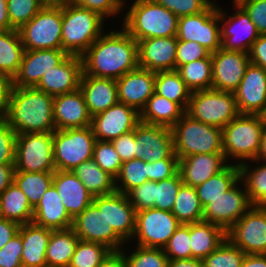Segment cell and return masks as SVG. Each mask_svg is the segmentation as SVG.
<instances>
[{
	"label": "cell",
	"mask_w": 266,
	"mask_h": 267,
	"mask_svg": "<svg viewBox=\"0 0 266 267\" xmlns=\"http://www.w3.org/2000/svg\"><path fill=\"white\" fill-rule=\"evenodd\" d=\"M104 32L81 56L82 74L121 78L139 67L138 42L122 27Z\"/></svg>",
	"instance_id": "6da1fadb"
},
{
	"label": "cell",
	"mask_w": 266,
	"mask_h": 267,
	"mask_svg": "<svg viewBox=\"0 0 266 267\" xmlns=\"http://www.w3.org/2000/svg\"><path fill=\"white\" fill-rule=\"evenodd\" d=\"M54 97L34 87H12L9 91L4 119L18 134L53 133L56 130L53 117Z\"/></svg>",
	"instance_id": "7a4b0ae2"
},
{
	"label": "cell",
	"mask_w": 266,
	"mask_h": 267,
	"mask_svg": "<svg viewBox=\"0 0 266 267\" xmlns=\"http://www.w3.org/2000/svg\"><path fill=\"white\" fill-rule=\"evenodd\" d=\"M127 11L122 28L137 42L146 38L177 36L178 17L154 0H134ZM129 8V10H128Z\"/></svg>",
	"instance_id": "3957f363"
},
{
	"label": "cell",
	"mask_w": 266,
	"mask_h": 267,
	"mask_svg": "<svg viewBox=\"0 0 266 267\" xmlns=\"http://www.w3.org/2000/svg\"><path fill=\"white\" fill-rule=\"evenodd\" d=\"M105 19L98 13L70 4L62 8V50L82 56L104 33Z\"/></svg>",
	"instance_id": "277c9868"
},
{
	"label": "cell",
	"mask_w": 266,
	"mask_h": 267,
	"mask_svg": "<svg viewBox=\"0 0 266 267\" xmlns=\"http://www.w3.org/2000/svg\"><path fill=\"white\" fill-rule=\"evenodd\" d=\"M264 124L261 115L239 114L222 129L223 153L231 164H242L256 159ZM229 159V160H228ZM238 161V162H235ZM240 161V162H239Z\"/></svg>",
	"instance_id": "5b68a950"
},
{
	"label": "cell",
	"mask_w": 266,
	"mask_h": 267,
	"mask_svg": "<svg viewBox=\"0 0 266 267\" xmlns=\"http://www.w3.org/2000/svg\"><path fill=\"white\" fill-rule=\"evenodd\" d=\"M171 130L178 159L194 154H224L222 129L199 122L186 112Z\"/></svg>",
	"instance_id": "8992f818"
},
{
	"label": "cell",
	"mask_w": 266,
	"mask_h": 267,
	"mask_svg": "<svg viewBox=\"0 0 266 267\" xmlns=\"http://www.w3.org/2000/svg\"><path fill=\"white\" fill-rule=\"evenodd\" d=\"M185 112L199 122L221 129L239 115L235 94L214 89L192 92Z\"/></svg>",
	"instance_id": "52a82bcc"
},
{
	"label": "cell",
	"mask_w": 266,
	"mask_h": 267,
	"mask_svg": "<svg viewBox=\"0 0 266 267\" xmlns=\"http://www.w3.org/2000/svg\"><path fill=\"white\" fill-rule=\"evenodd\" d=\"M71 228L80 240L103 244L111 251L128 244L108 224L105 195L94 197L93 203L73 218Z\"/></svg>",
	"instance_id": "ba28073f"
},
{
	"label": "cell",
	"mask_w": 266,
	"mask_h": 267,
	"mask_svg": "<svg viewBox=\"0 0 266 267\" xmlns=\"http://www.w3.org/2000/svg\"><path fill=\"white\" fill-rule=\"evenodd\" d=\"M96 137L91 126L55 130L53 132L54 163L56 170L72 171L93 156Z\"/></svg>",
	"instance_id": "9c48e42d"
},
{
	"label": "cell",
	"mask_w": 266,
	"mask_h": 267,
	"mask_svg": "<svg viewBox=\"0 0 266 267\" xmlns=\"http://www.w3.org/2000/svg\"><path fill=\"white\" fill-rule=\"evenodd\" d=\"M53 133L16 135L15 171L54 172Z\"/></svg>",
	"instance_id": "30bf717a"
},
{
	"label": "cell",
	"mask_w": 266,
	"mask_h": 267,
	"mask_svg": "<svg viewBox=\"0 0 266 267\" xmlns=\"http://www.w3.org/2000/svg\"><path fill=\"white\" fill-rule=\"evenodd\" d=\"M18 32L25 50L62 49V8H42Z\"/></svg>",
	"instance_id": "8fae6325"
},
{
	"label": "cell",
	"mask_w": 266,
	"mask_h": 267,
	"mask_svg": "<svg viewBox=\"0 0 266 267\" xmlns=\"http://www.w3.org/2000/svg\"><path fill=\"white\" fill-rule=\"evenodd\" d=\"M170 211L147 208L136 212L133 238L137 246L164 248L170 237L180 226Z\"/></svg>",
	"instance_id": "7c38bea8"
},
{
	"label": "cell",
	"mask_w": 266,
	"mask_h": 267,
	"mask_svg": "<svg viewBox=\"0 0 266 267\" xmlns=\"http://www.w3.org/2000/svg\"><path fill=\"white\" fill-rule=\"evenodd\" d=\"M214 2L203 12L178 19L177 39L194 41L211 54L221 48L220 19Z\"/></svg>",
	"instance_id": "4fadbf2b"
},
{
	"label": "cell",
	"mask_w": 266,
	"mask_h": 267,
	"mask_svg": "<svg viewBox=\"0 0 266 267\" xmlns=\"http://www.w3.org/2000/svg\"><path fill=\"white\" fill-rule=\"evenodd\" d=\"M226 239L245 254H266V206H252L226 231Z\"/></svg>",
	"instance_id": "5bb4252c"
},
{
	"label": "cell",
	"mask_w": 266,
	"mask_h": 267,
	"mask_svg": "<svg viewBox=\"0 0 266 267\" xmlns=\"http://www.w3.org/2000/svg\"><path fill=\"white\" fill-rule=\"evenodd\" d=\"M235 11L231 16L217 5L220 19L221 48L230 51L250 52L260 33L251 21L249 14L241 5H233ZM229 18V19H228Z\"/></svg>",
	"instance_id": "9a60e30c"
},
{
	"label": "cell",
	"mask_w": 266,
	"mask_h": 267,
	"mask_svg": "<svg viewBox=\"0 0 266 267\" xmlns=\"http://www.w3.org/2000/svg\"><path fill=\"white\" fill-rule=\"evenodd\" d=\"M251 207L246 187L240 179L232 188L212 200L203 209V221L216 224L227 231Z\"/></svg>",
	"instance_id": "2e32d148"
},
{
	"label": "cell",
	"mask_w": 266,
	"mask_h": 267,
	"mask_svg": "<svg viewBox=\"0 0 266 267\" xmlns=\"http://www.w3.org/2000/svg\"><path fill=\"white\" fill-rule=\"evenodd\" d=\"M134 134L137 159L157 162L164 158H178L174 152L171 128L140 121L134 129Z\"/></svg>",
	"instance_id": "e0dca14e"
},
{
	"label": "cell",
	"mask_w": 266,
	"mask_h": 267,
	"mask_svg": "<svg viewBox=\"0 0 266 267\" xmlns=\"http://www.w3.org/2000/svg\"><path fill=\"white\" fill-rule=\"evenodd\" d=\"M211 59L212 89L234 93L250 64L249 54L220 48Z\"/></svg>",
	"instance_id": "ac0fdd59"
},
{
	"label": "cell",
	"mask_w": 266,
	"mask_h": 267,
	"mask_svg": "<svg viewBox=\"0 0 266 267\" xmlns=\"http://www.w3.org/2000/svg\"><path fill=\"white\" fill-rule=\"evenodd\" d=\"M140 122V113L133 107L118 102L91 119L96 140L109 141L133 131Z\"/></svg>",
	"instance_id": "d6986e66"
},
{
	"label": "cell",
	"mask_w": 266,
	"mask_h": 267,
	"mask_svg": "<svg viewBox=\"0 0 266 267\" xmlns=\"http://www.w3.org/2000/svg\"><path fill=\"white\" fill-rule=\"evenodd\" d=\"M68 56L62 49L25 50L19 70L11 80V86L35 87L47 71L58 66Z\"/></svg>",
	"instance_id": "ffe728a7"
},
{
	"label": "cell",
	"mask_w": 266,
	"mask_h": 267,
	"mask_svg": "<svg viewBox=\"0 0 266 267\" xmlns=\"http://www.w3.org/2000/svg\"><path fill=\"white\" fill-rule=\"evenodd\" d=\"M234 94L239 114L260 115L266 109V69L250 62Z\"/></svg>",
	"instance_id": "44dd1931"
},
{
	"label": "cell",
	"mask_w": 266,
	"mask_h": 267,
	"mask_svg": "<svg viewBox=\"0 0 266 267\" xmlns=\"http://www.w3.org/2000/svg\"><path fill=\"white\" fill-rule=\"evenodd\" d=\"M156 72L141 67L116 79L118 100L139 113L155 92Z\"/></svg>",
	"instance_id": "7402d4cb"
},
{
	"label": "cell",
	"mask_w": 266,
	"mask_h": 267,
	"mask_svg": "<svg viewBox=\"0 0 266 267\" xmlns=\"http://www.w3.org/2000/svg\"><path fill=\"white\" fill-rule=\"evenodd\" d=\"M177 44V36L139 40V67L154 72L176 70Z\"/></svg>",
	"instance_id": "603a6c76"
},
{
	"label": "cell",
	"mask_w": 266,
	"mask_h": 267,
	"mask_svg": "<svg viewBox=\"0 0 266 267\" xmlns=\"http://www.w3.org/2000/svg\"><path fill=\"white\" fill-rule=\"evenodd\" d=\"M82 72V58L69 55L58 66L47 71L34 88L53 97L70 93L79 88Z\"/></svg>",
	"instance_id": "cb8c5ba5"
},
{
	"label": "cell",
	"mask_w": 266,
	"mask_h": 267,
	"mask_svg": "<svg viewBox=\"0 0 266 267\" xmlns=\"http://www.w3.org/2000/svg\"><path fill=\"white\" fill-rule=\"evenodd\" d=\"M53 117L56 130L91 126L92 117L79 88L73 92L54 97Z\"/></svg>",
	"instance_id": "d4e9b609"
},
{
	"label": "cell",
	"mask_w": 266,
	"mask_h": 267,
	"mask_svg": "<svg viewBox=\"0 0 266 267\" xmlns=\"http://www.w3.org/2000/svg\"><path fill=\"white\" fill-rule=\"evenodd\" d=\"M228 165L224 154H194L179 159V173L184 185L195 188Z\"/></svg>",
	"instance_id": "484cf974"
},
{
	"label": "cell",
	"mask_w": 266,
	"mask_h": 267,
	"mask_svg": "<svg viewBox=\"0 0 266 267\" xmlns=\"http://www.w3.org/2000/svg\"><path fill=\"white\" fill-rule=\"evenodd\" d=\"M79 89L83 93L91 117L119 102L116 79L97 78L82 74Z\"/></svg>",
	"instance_id": "4316f807"
},
{
	"label": "cell",
	"mask_w": 266,
	"mask_h": 267,
	"mask_svg": "<svg viewBox=\"0 0 266 267\" xmlns=\"http://www.w3.org/2000/svg\"><path fill=\"white\" fill-rule=\"evenodd\" d=\"M52 184L72 218L93 203L94 196L72 171L55 170Z\"/></svg>",
	"instance_id": "83f0119b"
},
{
	"label": "cell",
	"mask_w": 266,
	"mask_h": 267,
	"mask_svg": "<svg viewBox=\"0 0 266 267\" xmlns=\"http://www.w3.org/2000/svg\"><path fill=\"white\" fill-rule=\"evenodd\" d=\"M105 217L109 226L128 243V248L134 235L136 221V210L128 196L117 191L105 195Z\"/></svg>",
	"instance_id": "f1b7e54d"
},
{
	"label": "cell",
	"mask_w": 266,
	"mask_h": 267,
	"mask_svg": "<svg viewBox=\"0 0 266 267\" xmlns=\"http://www.w3.org/2000/svg\"><path fill=\"white\" fill-rule=\"evenodd\" d=\"M73 218L68 214L62 198L51 184L33 208L32 222L52 230L67 229L72 226Z\"/></svg>",
	"instance_id": "f546056e"
},
{
	"label": "cell",
	"mask_w": 266,
	"mask_h": 267,
	"mask_svg": "<svg viewBox=\"0 0 266 267\" xmlns=\"http://www.w3.org/2000/svg\"><path fill=\"white\" fill-rule=\"evenodd\" d=\"M22 241V267H47L46 250L52 229L38 226L33 222L20 225Z\"/></svg>",
	"instance_id": "4dcf8cb0"
},
{
	"label": "cell",
	"mask_w": 266,
	"mask_h": 267,
	"mask_svg": "<svg viewBox=\"0 0 266 267\" xmlns=\"http://www.w3.org/2000/svg\"><path fill=\"white\" fill-rule=\"evenodd\" d=\"M226 239V231L209 222L190 223V243L192 258L204 259L216 250Z\"/></svg>",
	"instance_id": "1f68e13d"
},
{
	"label": "cell",
	"mask_w": 266,
	"mask_h": 267,
	"mask_svg": "<svg viewBox=\"0 0 266 267\" xmlns=\"http://www.w3.org/2000/svg\"><path fill=\"white\" fill-rule=\"evenodd\" d=\"M185 113L176 102L154 92L140 112V121L172 128Z\"/></svg>",
	"instance_id": "d6a6232c"
},
{
	"label": "cell",
	"mask_w": 266,
	"mask_h": 267,
	"mask_svg": "<svg viewBox=\"0 0 266 267\" xmlns=\"http://www.w3.org/2000/svg\"><path fill=\"white\" fill-rule=\"evenodd\" d=\"M0 213L3 219L19 225L33 220V207L28 202L27 196L14 182L0 194Z\"/></svg>",
	"instance_id": "836d02e7"
},
{
	"label": "cell",
	"mask_w": 266,
	"mask_h": 267,
	"mask_svg": "<svg viewBox=\"0 0 266 267\" xmlns=\"http://www.w3.org/2000/svg\"><path fill=\"white\" fill-rule=\"evenodd\" d=\"M78 241L71 227L52 230L46 250L47 267H68Z\"/></svg>",
	"instance_id": "e575fe53"
},
{
	"label": "cell",
	"mask_w": 266,
	"mask_h": 267,
	"mask_svg": "<svg viewBox=\"0 0 266 267\" xmlns=\"http://www.w3.org/2000/svg\"><path fill=\"white\" fill-rule=\"evenodd\" d=\"M24 52L18 29L0 31V76L12 80L19 70Z\"/></svg>",
	"instance_id": "d590c367"
},
{
	"label": "cell",
	"mask_w": 266,
	"mask_h": 267,
	"mask_svg": "<svg viewBox=\"0 0 266 267\" xmlns=\"http://www.w3.org/2000/svg\"><path fill=\"white\" fill-rule=\"evenodd\" d=\"M240 180V168L237 164H229L224 170L210 177L195 187L203 209L232 188Z\"/></svg>",
	"instance_id": "8d00e7d4"
},
{
	"label": "cell",
	"mask_w": 266,
	"mask_h": 267,
	"mask_svg": "<svg viewBox=\"0 0 266 267\" xmlns=\"http://www.w3.org/2000/svg\"><path fill=\"white\" fill-rule=\"evenodd\" d=\"M72 172L94 197L116 191L115 178L102 170L93 159L82 162Z\"/></svg>",
	"instance_id": "74e56055"
},
{
	"label": "cell",
	"mask_w": 266,
	"mask_h": 267,
	"mask_svg": "<svg viewBox=\"0 0 266 267\" xmlns=\"http://www.w3.org/2000/svg\"><path fill=\"white\" fill-rule=\"evenodd\" d=\"M249 161L257 166L253 167L248 161L239 164L240 179L246 187L252 206H266V163L255 159Z\"/></svg>",
	"instance_id": "f35d334b"
},
{
	"label": "cell",
	"mask_w": 266,
	"mask_h": 267,
	"mask_svg": "<svg viewBox=\"0 0 266 267\" xmlns=\"http://www.w3.org/2000/svg\"><path fill=\"white\" fill-rule=\"evenodd\" d=\"M155 93L178 103L185 111L192 94L176 70L156 72Z\"/></svg>",
	"instance_id": "ab89813d"
},
{
	"label": "cell",
	"mask_w": 266,
	"mask_h": 267,
	"mask_svg": "<svg viewBox=\"0 0 266 267\" xmlns=\"http://www.w3.org/2000/svg\"><path fill=\"white\" fill-rule=\"evenodd\" d=\"M171 212L181 224L203 221V207L196 188L183 184L179 189Z\"/></svg>",
	"instance_id": "60d3db41"
},
{
	"label": "cell",
	"mask_w": 266,
	"mask_h": 267,
	"mask_svg": "<svg viewBox=\"0 0 266 267\" xmlns=\"http://www.w3.org/2000/svg\"><path fill=\"white\" fill-rule=\"evenodd\" d=\"M176 71L191 92L212 89L211 54L207 58L180 65Z\"/></svg>",
	"instance_id": "b9f144b4"
},
{
	"label": "cell",
	"mask_w": 266,
	"mask_h": 267,
	"mask_svg": "<svg viewBox=\"0 0 266 267\" xmlns=\"http://www.w3.org/2000/svg\"><path fill=\"white\" fill-rule=\"evenodd\" d=\"M53 174L54 172L15 171L14 183L27 196L28 202L34 208L52 184Z\"/></svg>",
	"instance_id": "7bdbcfd3"
},
{
	"label": "cell",
	"mask_w": 266,
	"mask_h": 267,
	"mask_svg": "<svg viewBox=\"0 0 266 267\" xmlns=\"http://www.w3.org/2000/svg\"><path fill=\"white\" fill-rule=\"evenodd\" d=\"M148 161L132 159L123 162L118 175L115 177L117 192L127 194L131 189L148 181Z\"/></svg>",
	"instance_id": "ee69618b"
},
{
	"label": "cell",
	"mask_w": 266,
	"mask_h": 267,
	"mask_svg": "<svg viewBox=\"0 0 266 267\" xmlns=\"http://www.w3.org/2000/svg\"><path fill=\"white\" fill-rule=\"evenodd\" d=\"M134 247L135 249L133 250ZM133 248L130 254L125 247L120 249L126 259L128 267H168L169 259L164 253L163 248L142 247L137 245L133 246Z\"/></svg>",
	"instance_id": "f6af8a7d"
},
{
	"label": "cell",
	"mask_w": 266,
	"mask_h": 267,
	"mask_svg": "<svg viewBox=\"0 0 266 267\" xmlns=\"http://www.w3.org/2000/svg\"><path fill=\"white\" fill-rule=\"evenodd\" d=\"M110 251L103 244L79 239L68 267H98Z\"/></svg>",
	"instance_id": "bcb514c9"
},
{
	"label": "cell",
	"mask_w": 266,
	"mask_h": 267,
	"mask_svg": "<svg viewBox=\"0 0 266 267\" xmlns=\"http://www.w3.org/2000/svg\"><path fill=\"white\" fill-rule=\"evenodd\" d=\"M245 253L227 239L203 259L204 267H240Z\"/></svg>",
	"instance_id": "7dc6e473"
},
{
	"label": "cell",
	"mask_w": 266,
	"mask_h": 267,
	"mask_svg": "<svg viewBox=\"0 0 266 267\" xmlns=\"http://www.w3.org/2000/svg\"><path fill=\"white\" fill-rule=\"evenodd\" d=\"M183 185L179 171L172 177L155 182V209L170 211Z\"/></svg>",
	"instance_id": "c3c4849f"
},
{
	"label": "cell",
	"mask_w": 266,
	"mask_h": 267,
	"mask_svg": "<svg viewBox=\"0 0 266 267\" xmlns=\"http://www.w3.org/2000/svg\"><path fill=\"white\" fill-rule=\"evenodd\" d=\"M41 9L39 0H7L10 30L28 23Z\"/></svg>",
	"instance_id": "681fc988"
},
{
	"label": "cell",
	"mask_w": 266,
	"mask_h": 267,
	"mask_svg": "<svg viewBox=\"0 0 266 267\" xmlns=\"http://www.w3.org/2000/svg\"><path fill=\"white\" fill-rule=\"evenodd\" d=\"M190 224H180L163 250L169 260L192 258Z\"/></svg>",
	"instance_id": "f907efd6"
},
{
	"label": "cell",
	"mask_w": 266,
	"mask_h": 267,
	"mask_svg": "<svg viewBox=\"0 0 266 267\" xmlns=\"http://www.w3.org/2000/svg\"><path fill=\"white\" fill-rule=\"evenodd\" d=\"M92 159L102 170L108 172L114 178L118 175L123 164L112 142L109 141L96 140Z\"/></svg>",
	"instance_id": "816d5d0a"
},
{
	"label": "cell",
	"mask_w": 266,
	"mask_h": 267,
	"mask_svg": "<svg viewBox=\"0 0 266 267\" xmlns=\"http://www.w3.org/2000/svg\"><path fill=\"white\" fill-rule=\"evenodd\" d=\"M173 12L178 18L195 15L205 11L214 1L212 0H154Z\"/></svg>",
	"instance_id": "f5cc1de1"
},
{
	"label": "cell",
	"mask_w": 266,
	"mask_h": 267,
	"mask_svg": "<svg viewBox=\"0 0 266 267\" xmlns=\"http://www.w3.org/2000/svg\"><path fill=\"white\" fill-rule=\"evenodd\" d=\"M125 0H72V4L87 8L98 13L101 17H115L124 12ZM122 11V12H121Z\"/></svg>",
	"instance_id": "db71d44e"
},
{
	"label": "cell",
	"mask_w": 266,
	"mask_h": 267,
	"mask_svg": "<svg viewBox=\"0 0 266 267\" xmlns=\"http://www.w3.org/2000/svg\"><path fill=\"white\" fill-rule=\"evenodd\" d=\"M128 199L136 212L154 208L155 206V181H146L131 189L127 194Z\"/></svg>",
	"instance_id": "11a10c76"
},
{
	"label": "cell",
	"mask_w": 266,
	"mask_h": 267,
	"mask_svg": "<svg viewBox=\"0 0 266 267\" xmlns=\"http://www.w3.org/2000/svg\"><path fill=\"white\" fill-rule=\"evenodd\" d=\"M16 132L4 118H0V164L15 162Z\"/></svg>",
	"instance_id": "9f6ffc18"
},
{
	"label": "cell",
	"mask_w": 266,
	"mask_h": 267,
	"mask_svg": "<svg viewBox=\"0 0 266 267\" xmlns=\"http://www.w3.org/2000/svg\"><path fill=\"white\" fill-rule=\"evenodd\" d=\"M211 53L194 41L178 40L176 50V69L183 64L207 58Z\"/></svg>",
	"instance_id": "6f0895ef"
},
{
	"label": "cell",
	"mask_w": 266,
	"mask_h": 267,
	"mask_svg": "<svg viewBox=\"0 0 266 267\" xmlns=\"http://www.w3.org/2000/svg\"><path fill=\"white\" fill-rule=\"evenodd\" d=\"M22 241L18 232L0 249V267H22Z\"/></svg>",
	"instance_id": "680465c9"
},
{
	"label": "cell",
	"mask_w": 266,
	"mask_h": 267,
	"mask_svg": "<svg viewBox=\"0 0 266 267\" xmlns=\"http://www.w3.org/2000/svg\"><path fill=\"white\" fill-rule=\"evenodd\" d=\"M179 171L178 158H164L157 162L148 161V180L161 181L174 176Z\"/></svg>",
	"instance_id": "91938a15"
},
{
	"label": "cell",
	"mask_w": 266,
	"mask_h": 267,
	"mask_svg": "<svg viewBox=\"0 0 266 267\" xmlns=\"http://www.w3.org/2000/svg\"><path fill=\"white\" fill-rule=\"evenodd\" d=\"M241 6L249 14L260 34H266V0H247Z\"/></svg>",
	"instance_id": "94428289"
},
{
	"label": "cell",
	"mask_w": 266,
	"mask_h": 267,
	"mask_svg": "<svg viewBox=\"0 0 266 267\" xmlns=\"http://www.w3.org/2000/svg\"><path fill=\"white\" fill-rule=\"evenodd\" d=\"M122 162L137 159V145L134 130L111 141Z\"/></svg>",
	"instance_id": "6125c7cd"
},
{
	"label": "cell",
	"mask_w": 266,
	"mask_h": 267,
	"mask_svg": "<svg viewBox=\"0 0 266 267\" xmlns=\"http://www.w3.org/2000/svg\"><path fill=\"white\" fill-rule=\"evenodd\" d=\"M250 62L266 69V34H260L249 52Z\"/></svg>",
	"instance_id": "be15d7a7"
},
{
	"label": "cell",
	"mask_w": 266,
	"mask_h": 267,
	"mask_svg": "<svg viewBox=\"0 0 266 267\" xmlns=\"http://www.w3.org/2000/svg\"><path fill=\"white\" fill-rule=\"evenodd\" d=\"M19 227L16 222L0 218V249L18 233Z\"/></svg>",
	"instance_id": "e7e4bbea"
},
{
	"label": "cell",
	"mask_w": 266,
	"mask_h": 267,
	"mask_svg": "<svg viewBox=\"0 0 266 267\" xmlns=\"http://www.w3.org/2000/svg\"><path fill=\"white\" fill-rule=\"evenodd\" d=\"M98 267H128L121 250L110 251Z\"/></svg>",
	"instance_id": "03108f58"
},
{
	"label": "cell",
	"mask_w": 266,
	"mask_h": 267,
	"mask_svg": "<svg viewBox=\"0 0 266 267\" xmlns=\"http://www.w3.org/2000/svg\"><path fill=\"white\" fill-rule=\"evenodd\" d=\"M14 164H0V194L14 182Z\"/></svg>",
	"instance_id": "003e7915"
},
{
	"label": "cell",
	"mask_w": 266,
	"mask_h": 267,
	"mask_svg": "<svg viewBox=\"0 0 266 267\" xmlns=\"http://www.w3.org/2000/svg\"><path fill=\"white\" fill-rule=\"evenodd\" d=\"M10 88L11 80L0 76V118H4L5 116Z\"/></svg>",
	"instance_id": "a7ac6f4b"
},
{
	"label": "cell",
	"mask_w": 266,
	"mask_h": 267,
	"mask_svg": "<svg viewBox=\"0 0 266 267\" xmlns=\"http://www.w3.org/2000/svg\"><path fill=\"white\" fill-rule=\"evenodd\" d=\"M240 267H266V254H246Z\"/></svg>",
	"instance_id": "89a4df30"
},
{
	"label": "cell",
	"mask_w": 266,
	"mask_h": 267,
	"mask_svg": "<svg viewBox=\"0 0 266 267\" xmlns=\"http://www.w3.org/2000/svg\"><path fill=\"white\" fill-rule=\"evenodd\" d=\"M168 267H204L202 259H175L169 260Z\"/></svg>",
	"instance_id": "2644e50d"
},
{
	"label": "cell",
	"mask_w": 266,
	"mask_h": 267,
	"mask_svg": "<svg viewBox=\"0 0 266 267\" xmlns=\"http://www.w3.org/2000/svg\"><path fill=\"white\" fill-rule=\"evenodd\" d=\"M10 30V20L7 11V0H0V31Z\"/></svg>",
	"instance_id": "8c879c8a"
},
{
	"label": "cell",
	"mask_w": 266,
	"mask_h": 267,
	"mask_svg": "<svg viewBox=\"0 0 266 267\" xmlns=\"http://www.w3.org/2000/svg\"><path fill=\"white\" fill-rule=\"evenodd\" d=\"M42 8H64L72 4V0H39Z\"/></svg>",
	"instance_id": "753ad0ef"
},
{
	"label": "cell",
	"mask_w": 266,
	"mask_h": 267,
	"mask_svg": "<svg viewBox=\"0 0 266 267\" xmlns=\"http://www.w3.org/2000/svg\"><path fill=\"white\" fill-rule=\"evenodd\" d=\"M255 160L266 163V130L264 129L260 143V149Z\"/></svg>",
	"instance_id": "34e18365"
},
{
	"label": "cell",
	"mask_w": 266,
	"mask_h": 267,
	"mask_svg": "<svg viewBox=\"0 0 266 267\" xmlns=\"http://www.w3.org/2000/svg\"><path fill=\"white\" fill-rule=\"evenodd\" d=\"M260 115L263 120L264 129L266 130V109Z\"/></svg>",
	"instance_id": "11e5206c"
},
{
	"label": "cell",
	"mask_w": 266,
	"mask_h": 267,
	"mask_svg": "<svg viewBox=\"0 0 266 267\" xmlns=\"http://www.w3.org/2000/svg\"><path fill=\"white\" fill-rule=\"evenodd\" d=\"M234 5H241L244 1H247V0H232Z\"/></svg>",
	"instance_id": "2a66077c"
}]
</instances>
